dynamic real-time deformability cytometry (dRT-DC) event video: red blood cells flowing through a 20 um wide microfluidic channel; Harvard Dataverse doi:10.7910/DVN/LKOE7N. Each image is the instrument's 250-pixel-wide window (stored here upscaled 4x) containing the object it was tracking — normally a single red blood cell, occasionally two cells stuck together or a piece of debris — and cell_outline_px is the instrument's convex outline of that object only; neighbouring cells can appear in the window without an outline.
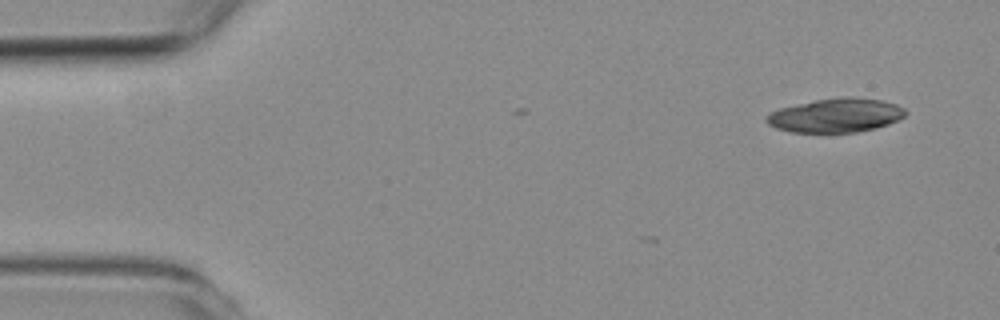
{"species": "common noctule bat (a hibernating species)", "species_latin": "Nyctalus noctula", "temperature_condition": "room temperature", "stored_images_in_passage": 2, "camera_frame_rate_fps": 3000, "um_per_image_px": 0.085, "animal": {"sex": "female", "body_mass_g": 19.3, "forearm_length_mm": 54.1}, "frame": {"image": 1, "passage_image": 2, "time_ms": 1.0, "image_size_px": [1000, 320], "cell_outline_px": [[908, 112], [900, 120], [876, 128], [856, 132], [792, 132], [776, 128], [768, 124], [764, 120], [764, 116], [780, 108], [816, 100], [840, 96], [852, 96], [884, 100], [896, 104], [904, 108]], "centroid_in_image_um": [71.08, 9.79], "position_along_channel_um": 13.9, "area_um2": 27.74}}